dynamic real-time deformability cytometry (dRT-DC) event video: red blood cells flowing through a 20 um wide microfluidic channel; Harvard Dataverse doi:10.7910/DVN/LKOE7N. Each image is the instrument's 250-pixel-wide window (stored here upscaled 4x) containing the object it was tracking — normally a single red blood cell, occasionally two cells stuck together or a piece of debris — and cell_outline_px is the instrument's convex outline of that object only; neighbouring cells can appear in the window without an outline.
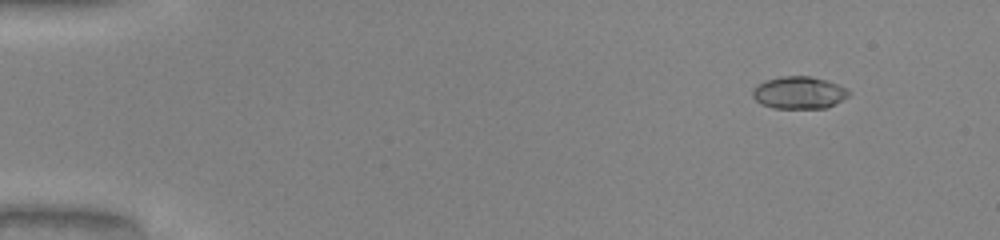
{"species": "common noctule bat (a hibernating species)", "species_latin": "Nyctalus noctula", "temperature_condition": "warm", "stored_images_in_passage": 49, "camera_frame_rate_fps": 3000, "um_per_image_px": 0.085, "animal": {"sex": "male", "body_mass_g": 20.0, "forearm_length_mm": 53.3}, "frame": {"image": 1, "passage_image": 3, "time_ms": 0.667, "image_size_px": [1000, 240], "cell_outline_px": [[848, 96], [828, 108], [772, 108], [760, 104], [752, 96], [752, 92], [756, 84], [764, 80], [780, 76], [808, 76], [828, 80], [848, 88]], "centroid_in_image_um": [67.89, 7.87], "position_along_channel_um": 17.1, "area_um2": 18.32}}
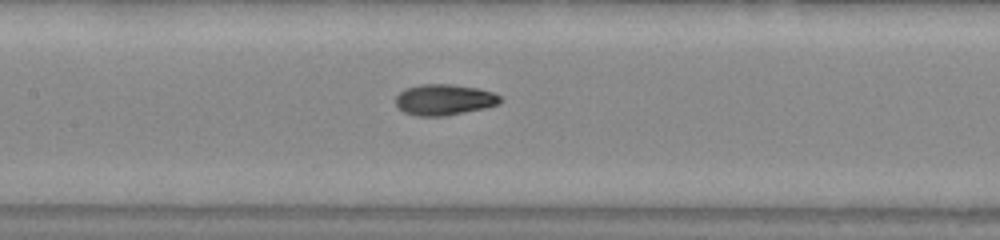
{"frame": {"image": 2, "passage_image": 23, "time_ms": 7.333, "image_size_px": [1000, 240], "cell_outline_px": [[504, 100], [496, 104], [484, 108], [444, 116], [416, 116], [404, 112], [396, 108], [396, 96], [404, 88], [420, 84], [448, 84], [476, 88], [492, 92], [500, 96]], "centroid_in_image_um": [37.71, 8.47], "position_along_channel_um": 169.7, "area_um2": 18.84}}
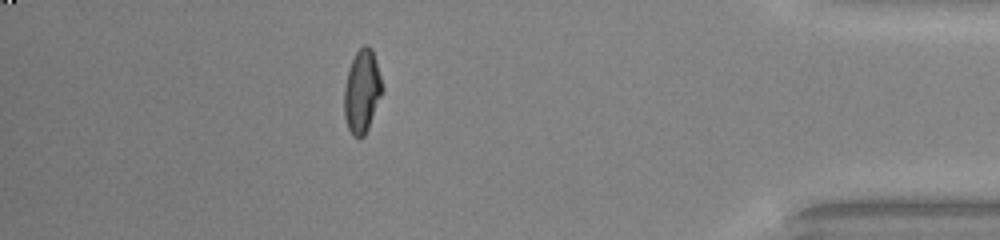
{"frame": {"image": 3, "passage_image": 43, "time_ms": 14.0, "image_size_px": [1000, 240], "cell_outline_px": [[384, 88], [368, 128], [364, 136], [360, 140], [352, 136], [348, 128], [344, 116], [344, 88], [348, 72], [352, 60], [356, 52], [364, 44], [368, 44], [372, 48], [376, 60]], "centroid_in_image_um": [30.77, 7.78], "position_along_channel_um": 404.4, "area_um2": 18.55}, "authors_computed_cell_mechanics": {"area_um2": 18.3226, "velocity_mm_per_s": 4.1246, "shape_relaxation_time_tau1_ms": 5.617, "shape_relaxation_time_tau2_ms": 0.9238, "deformation_change_tau1": 0.2115, "deformation_change_tau2": 0.0585}}